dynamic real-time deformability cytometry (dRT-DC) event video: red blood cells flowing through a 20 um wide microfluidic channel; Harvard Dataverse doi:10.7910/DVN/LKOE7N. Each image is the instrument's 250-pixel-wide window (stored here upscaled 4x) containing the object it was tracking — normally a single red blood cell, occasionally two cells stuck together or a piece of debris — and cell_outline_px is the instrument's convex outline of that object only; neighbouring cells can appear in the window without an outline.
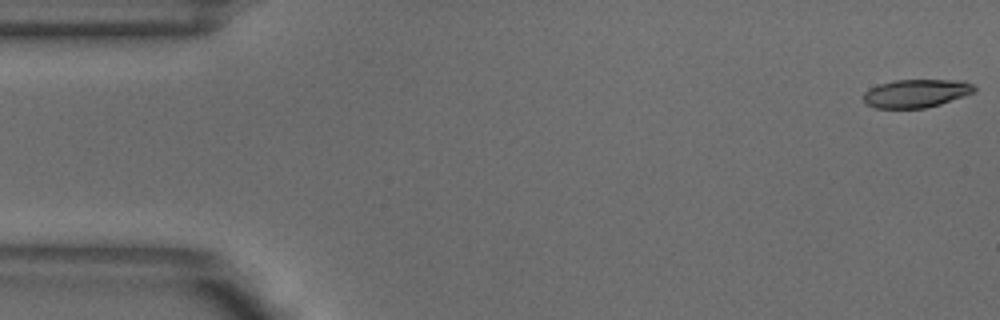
{"species": "common noctule bat (a hibernating species)", "species_latin": "Nyctalus noctula", "temperature_condition": "warm", "stored_images_in_passage": 12, "camera_frame_rate_fps": 3000, "um_per_image_px": 0.085, "animal": {"sex": "male", "body_mass_g": 18.8}, "frame": {"image": 1, "passage_image": 1, "time_ms": 0.0, "image_size_px": [1000, 320], "cell_outline_px": [[976, 92], [940, 104], [924, 108], [876, 108], [868, 104], [864, 100], [864, 92], [868, 88], [880, 84], [896, 80], [964, 80], [972, 84], [976, 88]], "centroid_in_image_um": [77.9, 7.93], "position_along_channel_um": 7.1, "area_um2": 18.21}}